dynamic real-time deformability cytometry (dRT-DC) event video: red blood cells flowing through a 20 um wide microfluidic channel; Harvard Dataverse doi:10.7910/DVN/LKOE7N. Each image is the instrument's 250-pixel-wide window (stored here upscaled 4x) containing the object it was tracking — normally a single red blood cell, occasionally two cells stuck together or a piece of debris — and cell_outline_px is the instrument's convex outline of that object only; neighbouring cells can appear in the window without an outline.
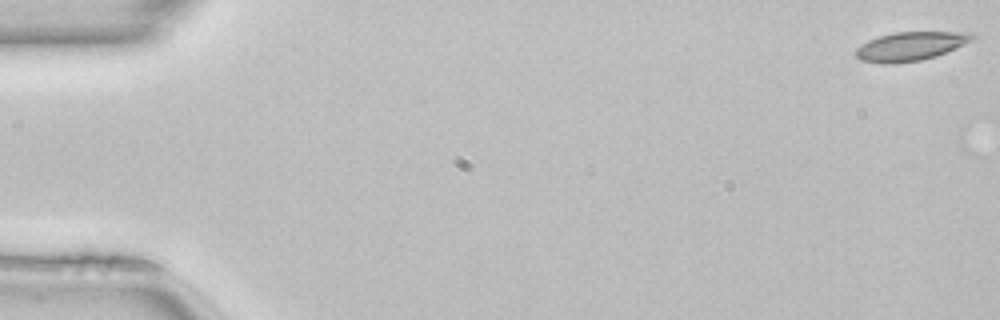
{"species": "common noctule bat (a hibernating species)", "species_latin": "Nyctalus noctula", "temperature_condition": "room temperature", "stored_images_in_passage": 4, "camera_frame_rate_fps": 3000, "um_per_image_px": 0.085, "animal": {"sex": "female", "body_mass_g": 22.7, "forearm_length_mm": 54.2}, "frame": {"image": 1, "passage_image": 1, "time_ms": 0.0, "image_size_px": [1000, 320], "cell_outline_px": [[976, 36], [972, 40], [956, 48], [936, 56], [920, 60], [892, 64], [880, 64], [860, 60], [856, 56], [856, 48], [868, 40], [880, 36], [896, 32], [972, 32]], "centroid_in_image_um": [77.38, 3.94], "position_along_channel_um": 7.6, "area_um2": 19.54}}